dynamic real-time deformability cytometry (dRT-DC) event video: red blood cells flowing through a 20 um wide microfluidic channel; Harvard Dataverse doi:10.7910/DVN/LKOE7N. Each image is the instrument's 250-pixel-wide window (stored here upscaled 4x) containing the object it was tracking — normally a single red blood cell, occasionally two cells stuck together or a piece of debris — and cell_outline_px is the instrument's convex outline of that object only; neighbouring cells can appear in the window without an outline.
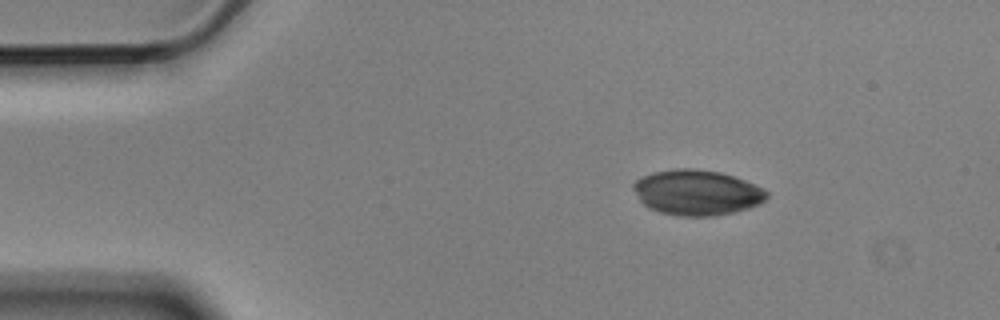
{"species": "Egyptian fruit bat (a non-hibernating species)", "species_latin": "Rousettus aegyptiacus", "temperature_condition": "cold", "stored_images_in_passage": 3, "camera_frame_rate_fps": 3000, "um_per_image_px": 0.085, "animal": {"sex": "male"}, "frame": {"image": 1, "passage_image": 1, "time_ms": 0.0, "image_size_px": [1000, 320], "cell_outline_px": [[768, 196], [760, 204], [736, 212], [716, 216], [676, 216], [660, 212], [648, 208], [640, 200], [632, 188], [632, 184], [636, 180], [644, 176], [656, 172], [676, 168], [696, 168], [720, 172], [744, 180], [764, 188], [768, 192]], "centroid_in_image_um": [59.25, 16.37], "position_along_channel_um": 25.8, "area_um2": 35.37}}
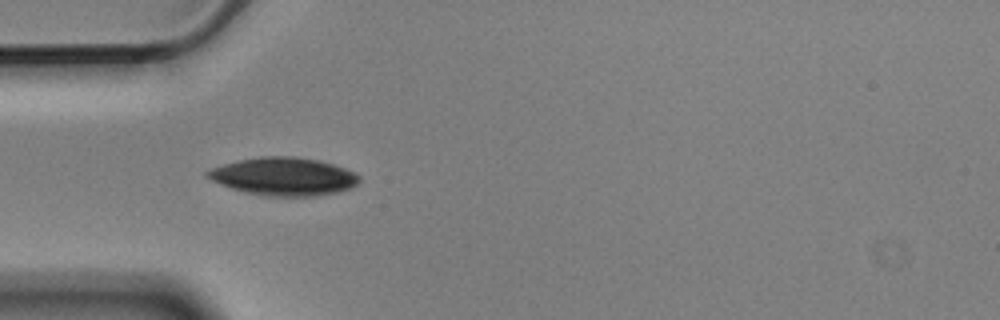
{"frame": {"image": 2, "passage_image": 3, "time_ms": 0.667, "image_size_px": [1000, 320], "cell_outline_px": [[360, 180], [352, 188], [336, 192], [316, 196], [264, 196], [244, 192], [220, 184], [204, 176], [204, 172], [212, 168], [224, 164], [240, 160], [260, 156], [296, 156], [320, 160], [356, 172], [360, 176]], "centroid_in_image_um": [24.12, 15.0], "position_along_channel_um": 60.9, "area_um2": 33.76}}